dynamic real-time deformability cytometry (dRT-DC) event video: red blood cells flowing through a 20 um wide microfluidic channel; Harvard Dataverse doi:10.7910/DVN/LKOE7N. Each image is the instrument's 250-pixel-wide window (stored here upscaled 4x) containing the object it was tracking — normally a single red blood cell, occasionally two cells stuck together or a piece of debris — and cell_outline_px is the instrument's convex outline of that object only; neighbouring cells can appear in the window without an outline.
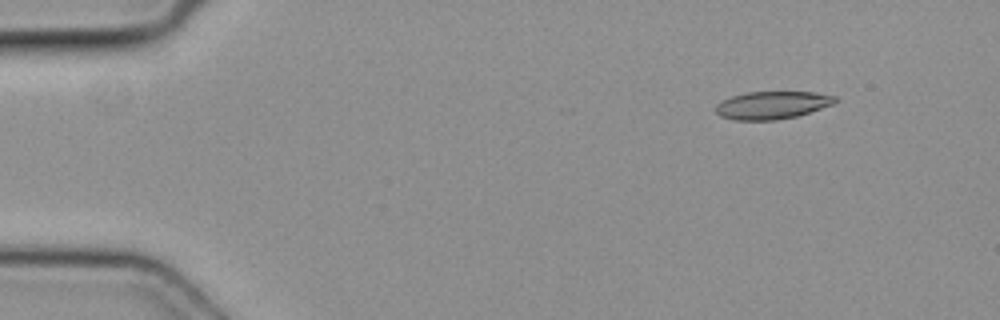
{"species": "common noctule bat (a hibernating species)", "species_latin": "Nyctalus noctula", "temperature_condition": "cold", "stored_images_in_passage": 5, "camera_frame_rate_fps": 3000, "um_per_image_px": 0.085, "animal": {"sex": "female", "body_mass_g": 19.3, "forearm_length_mm": 54.1}, "frame": {"image": 1, "passage_image": 1, "time_ms": 0.0, "image_size_px": [1000, 320], "cell_outline_px": [[836, 100], [832, 104], [796, 116], [776, 120], [736, 120], [720, 116], [716, 112], [716, 104], [732, 96], [748, 92], [816, 92], [836, 96]], "centroid_in_image_um": [65.61, 8.93], "position_along_channel_um": 19.4, "area_um2": 19.02}}